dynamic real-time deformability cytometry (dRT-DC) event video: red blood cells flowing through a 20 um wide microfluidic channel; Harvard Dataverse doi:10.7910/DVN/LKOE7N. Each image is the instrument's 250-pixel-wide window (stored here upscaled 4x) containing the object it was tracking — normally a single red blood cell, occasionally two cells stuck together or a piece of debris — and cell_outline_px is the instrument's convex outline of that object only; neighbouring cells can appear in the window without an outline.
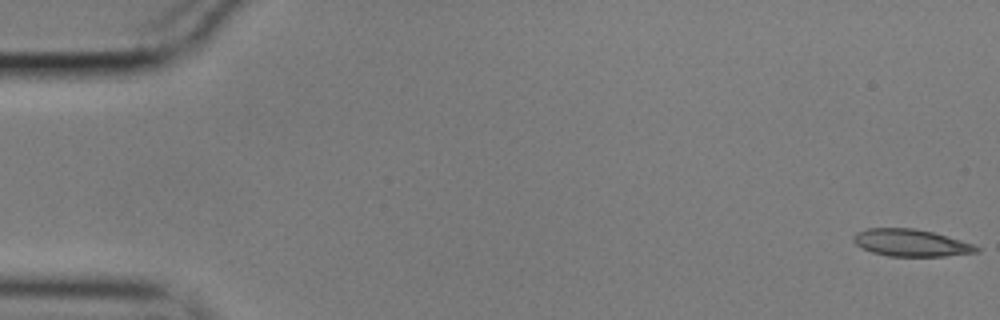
{"species": "common noctule bat (a hibernating species)", "species_latin": "Nyctalus noctula", "temperature_condition": "cold", "stored_images_in_passage": 56, "camera_frame_rate_fps": 3000, "um_per_image_px": 0.085, "animal": {"sex": "male", "body_mass_g": 17.9}, "frame": {"image": 1, "passage_image": 1, "time_ms": 0.0, "image_size_px": [1000, 320], "cell_outline_px": [[980, 252], [944, 256], [888, 256], [872, 252], [856, 244], [852, 240], [852, 236], [856, 232], [868, 228], [912, 228], [932, 232], [960, 240], [972, 244], [980, 248]], "centroid_in_image_um": [77.41, 20.64], "position_along_channel_um": 7.6, "area_um2": 19.31}}
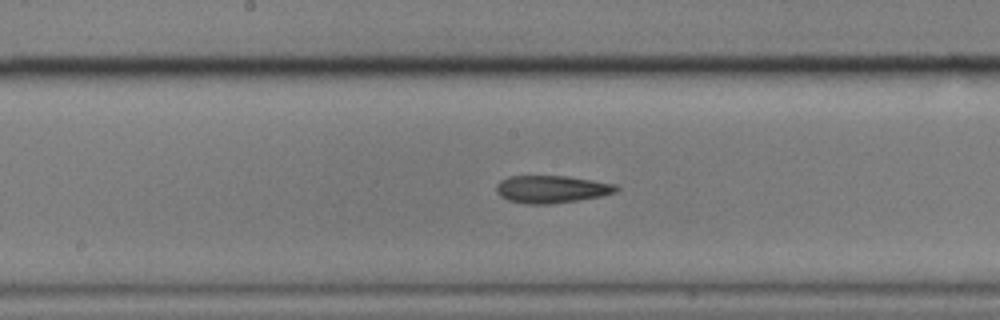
{"frame": {"image": 2, "passage_image": 29, "time_ms": 9.333, "image_size_px": [1000, 320], "cell_outline_px": [[620, 188], [616, 192], [600, 196], [576, 200], [548, 204], [524, 204], [508, 200], [500, 196], [496, 192], [496, 184], [500, 180], [508, 176], [568, 176], [616, 184]], "centroid_in_image_um": [46.85, 16.07], "position_along_channel_um": 201.3, "area_um2": 19.25}}
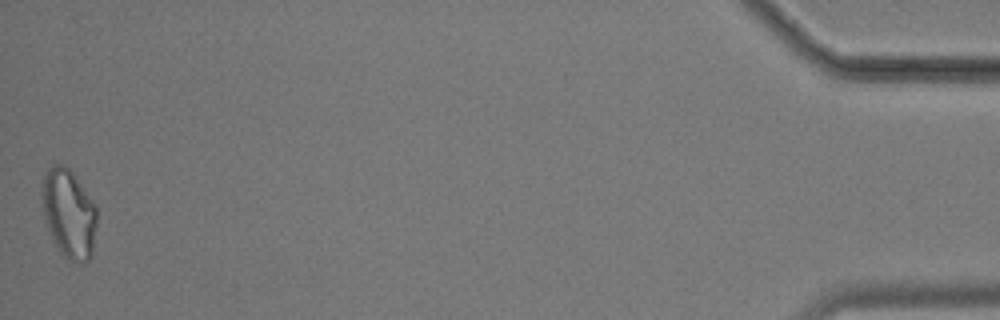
{"frame": {"image": 3, "passage_image": 56, "time_ms": 18.333, "image_size_px": [1000, 320], "cell_outline_px": [[96, 224], [92, 256], [84, 264], [80, 264], [68, 260], [60, 252], [48, 228], [44, 212], [44, 176], [48, 168], [52, 164], [64, 164], [72, 172], [96, 204]], "centroid_in_image_um": [5.9, 18.18], "position_along_channel_um": 429.3, "area_um2": 27.98}, "authors_computed_cell_mechanics": {"area_um2": 19.4497, "velocity_mm_per_s": 3.5545, "shape_relaxation_time_tau1_ms": null, "shape_relaxation_time_tau2_ms": 1.8029, "deformation_change_tau1": null, "deformation_change_tau2": 0.0879}}